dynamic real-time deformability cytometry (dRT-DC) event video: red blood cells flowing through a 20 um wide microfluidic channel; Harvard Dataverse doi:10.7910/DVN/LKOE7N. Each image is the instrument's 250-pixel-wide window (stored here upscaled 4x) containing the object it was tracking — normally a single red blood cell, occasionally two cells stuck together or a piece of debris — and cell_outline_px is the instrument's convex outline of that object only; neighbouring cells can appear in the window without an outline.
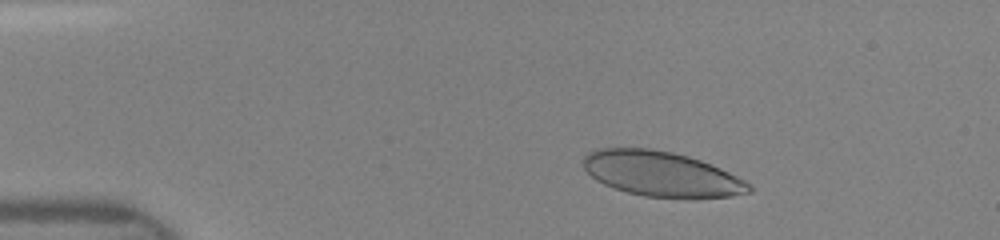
{"species": "human", "species_latin": "Homo sapiens", "temperature_condition": "room temperature", "stored_images_in_passage": 13, "camera_frame_rate_fps": 3000, "um_per_image_px": 0.085, "donor": {"sex": "female"}, "frame": {"image": 1, "passage_image": 3, "time_ms": 1.333, "image_size_px": [1000, 240], "cell_outline_px": [[752, 192], [728, 196], [688, 200], [644, 196], [628, 192], [604, 184], [596, 180], [584, 168], [584, 156], [588, 152], [600, 148], [648, 148], [672, 152], [688, 156], [700, 160], [720, 168], [752, 184]], "centroid_in_image_um": [56.26, 14.81], "position_along_channel_um": 28.7, "area_um2": 43.75}}
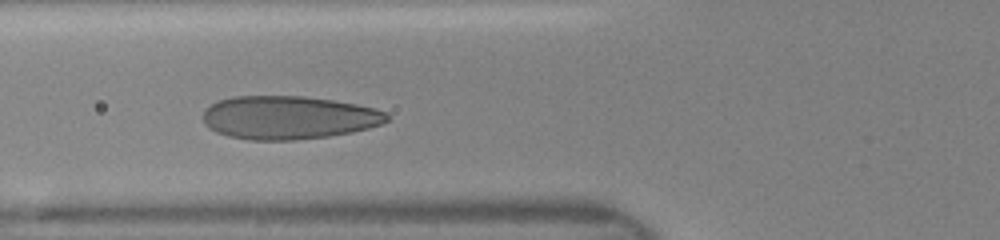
{"frame": {"image": 2, "passage_image": 12, "time_ms": 4.667, "image_size_px": [1000, 240], "cell_outline_px": [[388, 120], [380, 124], [368, 128], [352, 132], [328, 136], [296, 140], [248, 140], [228, 136], [216, 132], [208, 128], [204, 124], [204, 108], [220, 100], [232, 96], [304, 96], [332, 100], [356, 104], [376, 108], [388, 112]], "centroid_in_image_um": [24.51, 9.99], "position_along_channel_um": 101.3, "area_um2": 46.59}}